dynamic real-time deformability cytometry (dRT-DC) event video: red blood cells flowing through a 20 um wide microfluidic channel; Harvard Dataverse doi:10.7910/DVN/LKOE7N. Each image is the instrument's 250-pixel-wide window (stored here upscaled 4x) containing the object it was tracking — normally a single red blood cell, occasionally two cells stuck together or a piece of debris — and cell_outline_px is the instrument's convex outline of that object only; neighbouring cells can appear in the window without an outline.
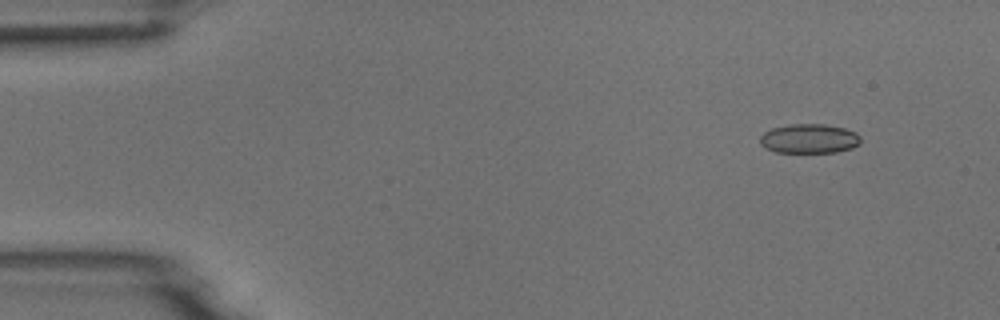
{"species": "common noctule bat (a hibernating species)", "species_latin": "Nyctalus noctula", "temperature_condition": "room temperature", "stored_images_in_passage": 5, "camera_frame_rate_fps": 3000, "um_per_image_px": 0.085, "animal": {"sex": "male", "body_mass_g": 18.8}, "frame": {"image": 1, "passage_image": 2, "time_ms": 0.333, "image_size_px": [1000, 320], "cell_outline_px": [[860, 144], [852, 148], [836, 152], [776, 152], [764, 148], [760, 144], [760, 136], [764, 132], [772, 128], [788, 124], [824, 124], [844, 128], [856, 132], [860, 136]], "centroid_in_image_um": [68.77, 11.78], "position_along_channel_um": 16.2, "area_um2": 17.34}}
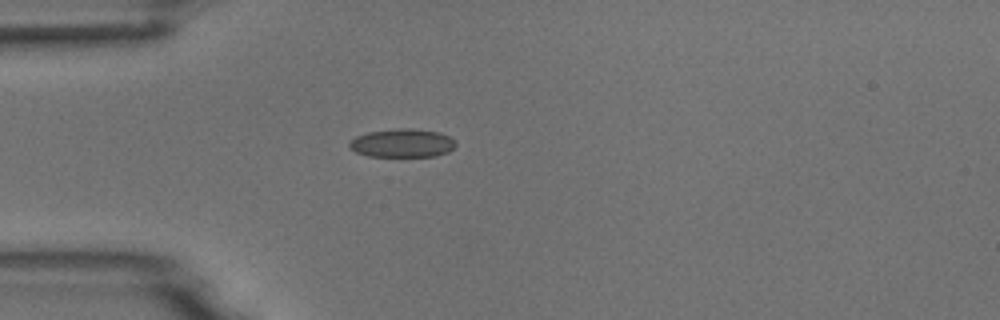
{"frame": {"image": 2, "passage_image": 5, "time_ms": 1.333, "image_size_px": [1000, 320], "cell_outline_px": [[456, 144], [448, 152], [436, 156], [368, 156], [356, 152], [348, 144], [356, 136], [368, 132], [400, 128], [412, 128], [440, 132], [456, 140]], "centroid_in_image_um": [34.23, 12.16], "position_along_channel_um": 50.8, "area_um2": 17.57}}